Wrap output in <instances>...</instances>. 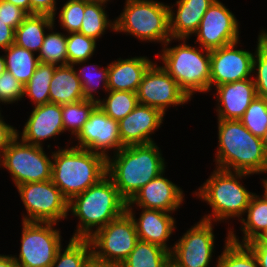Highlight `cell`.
Returning <instances> with one entry per match:
<instances>
[{"mask_svg":"<svg viewBox=\"0 0 267 267\" xmlns=\"http://www.w3.org/2000/svg\"><path fill=\"white\" fill-rule=\"evenodd\" d=\"M165 158L156 143L124 146L107 159V175L129 202L152 179L165 171Z\"/></svg>","mask_w":267,"mask_h":267,"instance_id":"6da1fadb","label":"cell"},{"mask_svg":"<svg viewBox=\"0 0 267 267\" xmlns=\"http://www.w3.org/2000/svg\"><path fill=\"white\" fill-rule=\"evenodd\" d=\"M216 168L248 174L267 173V153L261 138L240 120L218 119Z\"/></svg>","mask_w":267,"mask_h":267,"instance_id":"7a4b0ae2","label":"cell"},{"mask_svg":"<svg viewBox=\"0 0 267 267\" xmlns=\"http://www.w3.org/2000/svg\"><path fill=\"white\" fill-rule=\"evenodd\" d=\"M127 202L121 197L112 179L106 175L83 193L74 196L68 210L78 217L76 232L72 238L89 239L98 231L126 211Z\"/></svg>","mask_w":267,"mask_h":267,"instance_id":"3957f363","label":"cell"},{"mask_svg":"<svg viewBox=\"0 0 267 267\" xmlns=\"http://www.w3.org/2000/svg\"><path fill=\"white\" fill-rule=\"evenodd\" d=\"M51 158V181L68 201L107 175V159L87 149L59 148Z\"/></svg>","mask_w":267,"mask_h":267,"instance_id":"277c9868","label":"cell"},{"mask_svg":"<svg viewBox=\"0 0 267 267\" xmlns=\"http://www.w3.org/2000/svg\"><path fill=\"white\" fill-rule=\"evenodd\" d=\"M250 175L215 168L209 179L194 193L212 207V214L205 215L202 219L213 222H224L232 217L241 219L254 193L248 191L238 180Z\"/></svg>","mask_w":267,"mask_h":267,"instance_id":"5b68a950","label":"cell"},{"mask_svg":"<svg viewBox=\"0 0 267 267\" xmlns=\"http://www.w3.org/2000/svg\"><path fill=\"white\" fill-rule=\"evenodd\" d=\"M184 41L169 47L173 38L162 47L157 57L163 61L165 71L177 82L180 89L191 99L195 92L208 93L210 90V50L192 47Z\"/></svg>","mask_w":267,"mask_h":267,"instance_id":"8992f818","label":"cell"},{"mask_svg":"<svg viewBox=\"0 0 267 267\" xmlns=\"http://www.w3.org/2000/svg\"><path fill=\"white\" fill-rule=\"evenodd\" d=\"M123 12L115 19V32H124L141 41L171 39L169 6L154 0H126Z\"/></svg>","mask_w":267,"mask_h":267,"instance_id":"52a82bcc","label":"cell"},{"mask_svg":"<svg viewBox=\"0 0 267 267\" xmlns=\"http://www.w3.org/2000/svg\"><path fill=\"white\" fill-rule=\"evenodd\" d=\"M19 139L16 136L0 156V166L10 172L15 186L50 180L52 159L43 147Z\"/></svg>","mask_w":267,"mask_h":267,"instance_id":"ba28073f","label":"cell"},{"mask_svg":"<svg viewBox=\"0 0 267 267\" xmlns=\"http://www.w3.org/2000/svg\"><path fill=\"white\" fill-rule=\"evenodd\" d=\"M138 240L135 223L127 211L89 238L95 259L118 265L129 256Z\"/></svg>","mask_w":267,"mask_h":267,"instance_id":"9c48e42d","label":"cell"},{"mask_svg":"<svg viewBox=\"0 0 267 267\" xmlns=\"http://www.w3.org/2000/svg\"><path fill=\"white\" fill-rule=\"evenodd\" d=\"M19 257L13 255L18 267H51L62 247L60 231L49 222H22Z\"/></svg>","mask_w":267,"mask_h":267,"instance_id":"30bf717a","label":"cell"},{"mask_svg":"<svg viewBox=\"0 0 267 267\" xmlns=\"http://www.w3.org/2000/svg\"><path fill=\"white\" fill-rule=\"evenodd\" d=\"M27 211L22 221L56 223L68 216L69 201L50 180L16 186Z\"/></svg>","mask_w":267,"mask_h":267,"instance_id":"8fae6325","label":"cell"},{"mask_svg":"<svg viewBox=\"0 0 267 267\" xmlns=\"http://www.w3.org/2000/svg\"><path fill=\"white\" fill-rule=\"evenodd\" d=\"M212 221L200 219L172 246L170 262L174 267H209L214 249Z\"/></svg>","mask_w":267,"mask_h":267,"instance_id":"7c38bea8","label":"cell"},{"mask_svg":"<svg viewBox=\"0 0 267 267\" xmlns=\"http://www.w3.org/2000/svg\"><path fill=\"white\" fill-rule=\"evenodd\" d=\"M136 93L140 104L156 108L164 115L169 106H183L190 100L177 82L156 63L145 72Z\"/></svg>","mask_w":267,"mask_h":267,"instance_id":"4fadbf2b","label":"cell"},{"mask_svg":"<svg viewBox=\"0 0 267 267\" xmlns=\"http://www.w3.org/2000/svg\"><path fill=\"white\" fill-rule=\"evenodd\" d=\"M239 24L234 14L219 0H215L201 19L194 33L196 44L213 50L239 40Z\"/></svg>","mask_w":267,"mask_h":267,"instance_id":"5bb4252c","label":"cell"},{"mask_svg":"<svg viewBox=\"0 0 267 267\" xmlns=\"http://www.w3.org/2000/svg\"><path fill=\"white\" fill-rule=\"evenodd\" d=\"M76 139L78 144L74 147L90 150L106 159L111 157L109 149H113L115 154L124 147L120 140L119 121L110 118L99 105L93 109Z\"/></svg>","mask_w":267,"mask_h":267,"instance_id":"9a60e30c","label":"cell"},{"mask_svg":"<svg viewBox=\"0 0 267 267\" xmlns=\"http://www.w3.org/2000/svg\"><path fill=\"white\" fill-rule=\"evenodd\" d=\"M238 42L210 50V89L225 83L252 78L249 76L254 73L252 69L255 54L236 49Z\"/></svg>","mask_w":267,"mask_h":267,"instance_id":"2e32d148","label":"cell"},{"mask_svg":"<svg viewBox=\"0 0 267 267\" xmlns=\"http://www.w3.org/2000/svg\"><path fill=\"white\" fill-rule=\"evenodd\" d=\"M161 173L143 186L135 196L127 202L126 206H134L145 209L161 210L172 213L180 208L184 200V193L180 187L175 185Z\"/></svg>","mask_w":267,"mask_h":267,"instance_id":"e0dca14e","label":"cell"},{"mask_svg":"<svg viewBox=\"0 0 267 267\" xmlns=\"http://www.w3.org/2000/svg\"><path fill=\"white\" fill-rule=\"evenodd\" d=\"M165 115L151 106L138 104L119 121L120 140L124 146L153 143L152 133L162 124Z\"/></svg>","mask_w":267,"mask_h":267,"instance_id":"ac0fdd59","label":"cell"},{"mask_svg":"<svg viewBox=\"0 0 267 267\" xmlns=\"http://www.w3.org/2000/svg\"><path fill=\"white\" fill-rule=\"evenodd\" d=\"M62 132H64L62 105L46 103L33 108L23 132L20 135L17 131V136L26 143L42 146V141L55 138Z\"/></svg>","mask_w":267,"mask_h":267,"instance_id":"d6986e66","label":"cell"},{"mask_svg":"<svg viewBox=\"0 0 267 267\" xmlns=\"http://www.w3.org/2000/svg\"><path fill=\"white\" fill-rule=\"evenodd\" d=\"M217 117L223 120H239L257 96L252 78L225 83L215 87Z\"/></svg>","mask_w":267,"mask_h":267,"instance_id":"ffe728a7","label":"cell"},{"mask_svg":"<svg viewBox=\"0 0 267 267\" xmlns=\"http://www.w3.org/2000/svg\"><path fill=\"white\" fill-rule=\"evenodd\" d=\"M126 211L133 218L139 240L159 245L171 252L167 240L169 241L176 226L175 219L169 212L142 208L140 217L135 219L132 206H126Z\"/></svg>","mask_w":267,"mask_h":267,"instance_id":"44dd1931","label":"cell"},{"mask_svg":"<svg viewBox=\"0 0 267 267\" xmlns=\"http://www.w3.org/2000/svg\"><path fill=\"white\" fill-rule=\"evenodd\" d=\"M215 0H177L176 14L169 6L171 38L189 39L200 26L201 19Z\"/></svg>","mask_w":267,"mask_h":267,"instance_id":"7402d4cb","label":"cell"},{"mask_svg":"<svg viewBox=\"0 0 267 267\" xmlns=\"http://www.w3.org/2000/svg\"><path fill=\"white\" fill-rule=\"evenodd\" d=\"M152 64L153 61L145 56L113 61L109 64L108 90L136 93L145 72Z\"/></svg>","mask_w":267,"mask_h":267,"instance_id":"603a6c76","label":"cell"},{"mask_svg":"<svg viewBox=\"0 0 267 267\" xmlns=\"http://www.w3.org/2000/svg\"><path fill=\"white\" fill-rule=\"evenodd\" d=\"M50 103L64 105L83 99L82 85L73 65L56 66L49 85Z\"/></svg>","mask_w":267,"mask_h":267,"instance_id":"cb8c5ba5","label":"cell"},{"mask_svg":"<svg viewBox=\"0 0 267 267\" xmlns=\"http://www.w3.org/2000/svg\"><path fill=\"white\" fill-rule=\"evenodd\" d=\"M263 198H262V197ZM254 193L250 199L249 205L246 209L247 218L240 219L244 236L242 242L237 238L234 229L229 230V239L239 244H247L252 240L257 239L267 228V193L264 191L263 195Z\"/></svg>","mask_w":267,"mask_h":267,"instance_id":"d4e9b609","label":"cell"},{"mask_svg":"<svg viewBox=\"0 0 267 267\" xmlns=\"http://www.w3.org/2000/svg\"><path fill=\"white\" fill-rule=\"evenodd\" d=\"M55 24L53 16L48 14L28 15L15 29V44L31 52H39L44 37L45 29L48 30Z\"/></svg>","mask_w":267,"mask_h":267,"instance_id":"484cf974","label":"cell"},{"mask_svg":"<svg viewBox=\"0 0 267 267\" xmlns=\"http://www.w3.org/2000/svg\"><path fill=\"white\" fill-rule=\"evenodd\" d=\"M170 252L159 245L138 240L120 267H168Z\"/></svg>","mask_w":267,"mask_h":267,"instance_id":"4316f807","label":"cell"},{"mask_svg":"<svg viewBox=\"0 0 267 267\" xmlns=\"http://www.w3.org/2000/svg\"><path fill=\"white\" fill-rule=\"evenodd\" d=\"M6 70L20 83L25 85L36 70L39 62L38 56L15 43L4 49Z\"/></svg>","mask_w":267,"mask_h":267,"instance_id":"83f0119b","label":"cell"},{"mask_svg":"<svg viewBox=\"0 0 267 267\" xmlns=\"http://www.w3.org/2000/svg\"><path fill=\"white\" fill-rule=\"evenodd\" d=\"M106 5L99 2H86L82 25L79 33L97 41L109 27L115 31V21L108 19Z\"/></svg>","mask_w":267,"mask_h":267,"instance_id":"f1b7e54d","label":"cell"},{"mask_svg":"<svg viewBox=\"0 0 267 267\" xmlns=\"http://www.w3.org/2000/svg\"><path fill=\"white\" fill-rule=\"evenodd\" d=\"M56 65L39 63L30 80L24 85L26 95L34 103V106L50 103L49 85L53 77Z\"/></svg>","mask_w":267,"mask_h":267,"instance_id":"f546056e","label":"cell"},{"mask_svg":"<svg viewBox=\"0 0 267 267\" xmlns=\"http://www.w3.org/2000/svg\"><path fill=\"white\" fill-rule=\"evenodd\" d=\"M91 257L89 239L71 238L66 249H59L51 267H83Z\"/></svg>","mask_w":267,"mask_h":267,"instance_id":"4dcf8cb0","label":"cell"},{"mask_svg":"<svg viewBox=\"0 0 267 267\" xmlns=\"http://www.w3.org/2000/svg\"><path fill=\"white\" fill-rule=\"evenodd\" d=\"M55 26L52 25L49 30L51 33H46L42 46L38 52L40 63H48L56 66L68 65V55L66 50L67 35L61 32H52ZM60 63V64H59Z\"/></svg>","mask_w":267,"mask_h":267,"instance_id":"1f68e13d","label":"cell"},{"mask_svg":"<svg viewBox=\"0 0 267 267\" xmlns=\"http://www.w3.org/2000/svg\"><path fill=\"white\" fill-rule=\"evenodd\" d=\"M105 99H99V107L112 119L120 121L139 104L137 93L131 91H110Z\"/></svg>","mask_w":267,"mask_h":267,"instance_id":"d6a6232c","label":"cell"},{"mask_svg":"<svg viewBox=\"0 0 267 267\" xmlns=\"http://www.w3.org/2000/svg\"><path fill=\"white\" fill-rule=\"evenodd\" d=\"M224 250L218 256L216 267H259L252 250L246 244H239L229 239V229Z\"/></svg>","mask_w":267,"mask_h":267,"instance_id":"836d02e7","label":"cell"},{"mask_svg":"<svg viewBox=\"0 0 267 267\" xmlns=\"http://www.w3.org/2000/svg\"><path fill=\"white\" fill-rule=\"evenodd\" d=\"M97 105V101L89 99L62 105L64 132L66 130L71 131V135L76 137Z\"/></svg>","mask_w":267,"mask_h":267,"instance_id":"e575fe53","label":"cell"},{"mask_svg":"<svg viewBox=\"0 0 267 267\" xmlns=\"http://www.w3.org/2000/svg\"><path fill=\"white\" fill-rule=\"evenodd\" d=\"M96 49V40L79 32L67 36L68 65H78L88 62Z\"/></svg>","mask_w":267,"mask_h":267,"instance_id":"d590c367","label":"cell"},{"mask_svg":"<svg viewBox=\"0 0 267 267\" xmlns=\"http://www.w3.org/2000/svg\"><path fill=\"white\" fill-rule=\"evenodd\" d=\"M239 120L253 135L262 138L267 130V99L256 96Z\"/></svg>","mask_w":267,"mask_h":267,"instance_id":"8d00e7d4","label":"cell"},{"mask_svg":"<svg viewBox=\"0 0 267 267\" xmlns=\"http://www.w3.org/2000/svg\"><path fill=\"white\" fill-rule=\"evenodd\" d=\"M252 71H257L252 78L257 96L267 99V33L263 30L258 35Z\"/></svg>","mask_w":267,"mask_h":267,"instance_id":"74e56055","label":"cell"},{"mask_svg":"<svg viewBox=\"0 0 267 267\" xmlns=\"http://www.w3.org/2000/svg\"><path fill=\"white\" fill-rule=\"evenodd\" d=\"M85 67V68H84ZM82 69L80 68L78 71L76 70V74L78 78L80 79L81 85H82V91L84 94V97L89 100L99 101L98 96L97 99L94 97L93 92L96 93V89H99L98 86L100 85V82H102V87L107 92L108 87V71H109V64L107 67L104 68H98L94 64L91 65V69H86L88 66H84ZM87 71H86V70ZM89 70V72H88ZM96 73V74H95Z\"/></svg>","mask_w":267,"mask_h":267,"instance_id":"f35d334b","label":"cell"},{"mask_svg":"<svg viewBox=\"0 0 267 267\" xmlns=\"http://www.w3.org/2000/svg\"><path fill=\"white\" fill-rule=\"evenodd\" d=\"M85 11L84 0H68L59 12L60 26L67 33H76L80 31Z\"/></svg>","mask_w":267,"mask_h":267,"instance_id":"ab89813d","label":"cell"},{"mask_svg":"<svg viewBox=\"0 0 267 267\" xmlns=\"http://www.w3.org/2000/svg\"><path fill=\"white\" fill-rule=\"evenodd\" d=\"M24 85L7 70L0 75V103L12 104L24 98Z\"/></svg>","mask_w":267,"mask_h":267,"instance_id":"60d3db41","label":"cell"},{"mask_svg":"<svg viewBox=\"0 0 267 267\" xmlns=\"http://www.w3.org/2000/svg\"><path fill=\"white\" fill-rule=\"evenodd\" d=\"M27 16L28 14L21 8L5 0H0V20L6 25L16 29Z\"/></svg>","mask_w":267,"mask_h":267,"instance_id":"b9f144b4","label":"cell"},{"mask_svg":"<svg viewBox=\"0 0 267 267\" xmlns=\"http://www.w3.org/2000/svg\"><path fill=\"white\" fill-rule=\"evenodd\" d=\"M30 15L48 14L54 17L56 15V0H29Z\"/></svg>","mask_w":267,"mask_h":267,"instance_id":"7bdbcfd3","label":"cell"},{"mask_svg":"<svg viewBox=\"0 0 267 267\" xmlns=\"http://www.w3.org/2000/svg\"><path fill=\"white\" fill-rule=\"evenodd\" d=\"M16 136V128L9 124H6L2 117L0 119V156Z\"/></svg>","mask_w":267,"mask_h":267,"instance_id":"ee69618b","label":"cell"},{"mask_svg":"<svg viewBox=\"0 0 267 267\" xmlns=\"http://www.w3.org/2000/svg\"><path fill=\"white\" fill-rule=\"evenodd\" d=\"M253 252L259 267H267V242H249L246 244Z\"/></svg>","mask_w":267,"mask_h":267,"instance_id":"f6af8a7d","label":"cell"},{"mask_svg":"<svg viewBox=\"0 0 267 267\" xmlns=\"http://www.w3.org/2000/svg\"><path fill=\"white\" fill-rule=\"evenodd\" d=\"M15 42V29L0 20V48H8Z\"/></svg>","mask_w":267,"mask_h":267,"instance_id":"bcb514c9","label":"cell"},{"mask_svg":"<svg viewBox=\"0 0 267 267\" xmlns=\"http://www.w3.org/2000/svg\"><path fill=\"white\" fill-rule=\"evenodd\" d=\"M83 267H120L115 263L103 262L95 259L93 256L84 264Z\"/></svg>","mask_w":267,"mask_h":267,"instance_id":"7dc6e473","label":"cell"},{"mask_svg":"<svg viewBox=\"0 0 267 267\" xmlns=\"http://www.w3.org/2000/svg\"><path fill=\"white\" fill-rule=\"evenodd\" d=\"M0 267H18L12 255L0 254Z\"/></svg>","mask_w":267,"mask_h":267,"instance_id":"c3c4849f","label":"cell"},{"mask_svg":"<svg viewBox=\"0 0 267 267\" xmlns=\"http://www.w3.org/2000/svg\"><path fill=\"white\" fill-rule=\"evenodd\" d=\"M5 1L14 4L15 6L24 10L28 15H30V2H29V0H5Z\"/></svg>","mask_w":267,"mask_h":267,"instance_id":"681fc988","label":"cell"},{"mask_svg":"<svg viewBox=\"0 0 267 267\" xmlns=\"http://www.w3.org/2000/svg\"><path fill=\"white\" fill-rule=\"evenodd\" d=\"M250 242H267V228L257 239Z\"/></svg>","mask_w":267,"mask_h":267,"instance_id":"f907efd6","label":"cell"},{"mask_svg":"<svg viewBox=\"0 0 267 267\" xmlns=\"http://www.w3.org/2000/svg\"><path fill=\"white\" fill-rule=\"evenodd\" d=\"M6 71L5 57L0 56V75Z\"/></svg>","mask_w":267,"mask_h":267,"instance_id":"816d5d0a","label":"cell"},{"mask_svg":"<svg viewBox=\"0 0 267 267\" xmlns=\"http://www.w3.org/2000/svg\"><path fill=\"white\" fill-rule=\"evenodd\" d=\"M262 143L264 145L265 151L267 153V130L265 131L263 137L261 138Z\"/></svg>","mask_w":267,"mask_h":267,"instance_id":"f5cc1de1","label":"cell"},{"mask_svg":"<svg viewBox=\"0 0 267 267\" xmlns=\"http://www.w3.org/2000/svg\"><path fill=\"white\" fill-rule=\"evenodd\" d=\"M84 1H86V2H99V3H103V4H105V3H107L109 0H84Z\"/></svg>","mask_w":267,"mask_h":267,"instance_id":"db71d44e","label":"cell"},{"mask_svg":"<svg viewBox=\"0 0 267 267\" xmlns=\"http://www.w3.org/2000/svg\"><path fill=\"white\" fill-rule=\"evenodd\" d=\"M263 181V187H264V191L267 193V178L266 179H262Z\"/></svg>","mask_w":267,"mask_h":267,"instance_id":"11a10c76","label":"cell"}]
</instances>
